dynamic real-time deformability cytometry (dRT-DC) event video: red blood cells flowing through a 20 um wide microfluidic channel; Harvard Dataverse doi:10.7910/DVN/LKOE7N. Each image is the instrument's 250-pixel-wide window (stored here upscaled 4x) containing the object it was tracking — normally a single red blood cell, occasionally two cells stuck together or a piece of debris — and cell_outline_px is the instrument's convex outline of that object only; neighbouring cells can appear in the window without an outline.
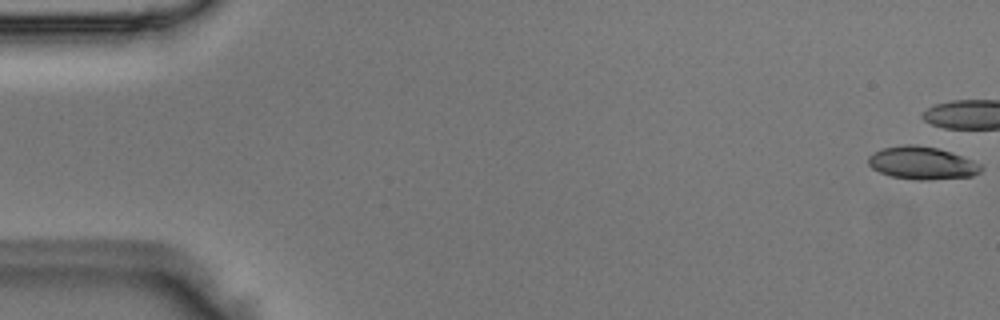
{"species": "Egyptian fruit bat (a non-hibernating species)", "species_latin": "Rousettus aegyptiacus", "temperature_condition": "room temperature", "stored_images_in_passage": 6, "camera_frame_rate_fps": 3000, "um_per_image_px": 0.085, "animal": {"sex": "male"}, "frame": {"image": 1, "passage_image": 1, "time_ms": 0.0, "image_size_px": [1000, 320], "cell_outline_px": [[984, 168], [980, 172], [972, 176], [928, 180], [916, 180], [892, 176], [880, 172], [872, 168], [868, 164], [868, 156], [884, 148], [904, 144], [916, 144], [936, 148], [952, 152], [984, 164]], "centroid_in_image_um": [78.43, 13.86], "position_along_channel_um": 6.6, "area_um2": 21.62}}